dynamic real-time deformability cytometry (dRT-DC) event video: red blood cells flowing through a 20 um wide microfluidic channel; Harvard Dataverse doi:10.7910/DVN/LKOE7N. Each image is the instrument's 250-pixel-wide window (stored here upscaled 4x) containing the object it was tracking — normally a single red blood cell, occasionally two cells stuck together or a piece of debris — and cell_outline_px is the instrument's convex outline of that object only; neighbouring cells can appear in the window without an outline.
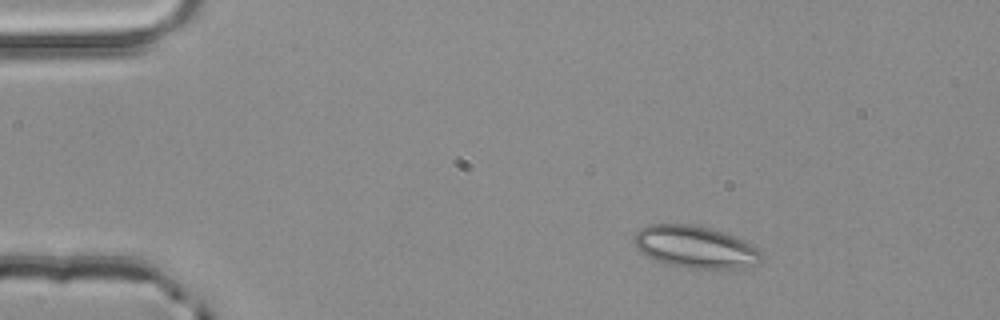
{"species": "common noctule bat (a hibernating species)", "species_latin": "Nyctalus noctula", "temperature_condition": "room temperature", "stored_images_in_passage": 2, "camera_frame_rate_fps": 3000, "um_per_image_px": 0.085, "animal": {"sex": "male", "body_mass_g": 20.4}, "frame": {"image": 1, "passage_image": 1, "time_ms": 0.0, "image_size_px": [1000, 320], "cell_outline_px": [[760, 264], [744, 268], [688, 268], [664, 264], [640, 252], [636, 244], [636, 232], [640, 228], [652, 224], [692, 224], [708, 228], [732, 236], [756, 248], [760, 252]], "centroid_in_image_um": [59.07, 21.01], "position_along_channel_um": 25.9, "area_um2": 30.69}}